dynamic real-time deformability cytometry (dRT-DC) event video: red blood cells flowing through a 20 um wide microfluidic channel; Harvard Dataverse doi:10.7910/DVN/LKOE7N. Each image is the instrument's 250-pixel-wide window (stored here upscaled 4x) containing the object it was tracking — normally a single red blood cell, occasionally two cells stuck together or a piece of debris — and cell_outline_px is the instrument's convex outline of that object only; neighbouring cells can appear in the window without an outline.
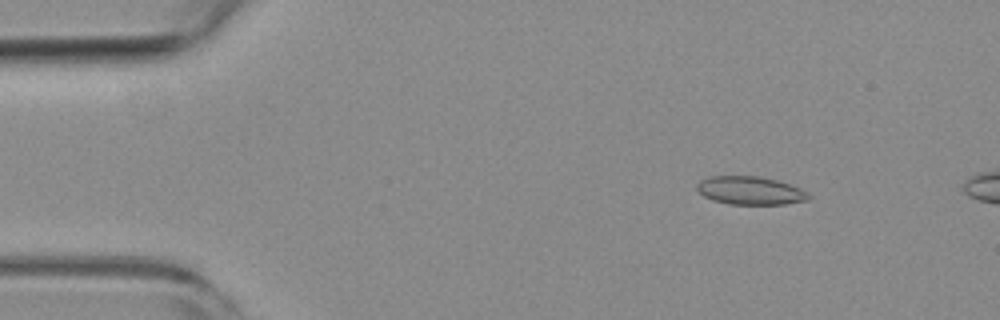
{"species": "common noctule bat (a hibernating species)", "species_latin": "Nyctalus noctula", "temperature_condition": "room temperature", "stored_images_in_passage": 14, "camera_frame_rate_fps": 3000, "um_per_image_px": 0.085, "animal": {"sex": "female", "body_mass_g": 19.3, "forearm_length_mm": 54.1}, "frame": {"image": 1, "passage_image": 7, "time_ms": 2.0, "image_size_px": [1000, 320], "cell_outline_px": [[812, 196], [808, 200], [784, 204], [728, 204], [712, 200], [704, 196], [696, 188], [696, 184], [700, 180], [708, 176], [760, 176], [776, 180], [800, 188], [808, 192]], "centroid_in_image_um": [63.76, 16.19], "position_along_channel_um": 21.2, "area_um2": 18.44}}